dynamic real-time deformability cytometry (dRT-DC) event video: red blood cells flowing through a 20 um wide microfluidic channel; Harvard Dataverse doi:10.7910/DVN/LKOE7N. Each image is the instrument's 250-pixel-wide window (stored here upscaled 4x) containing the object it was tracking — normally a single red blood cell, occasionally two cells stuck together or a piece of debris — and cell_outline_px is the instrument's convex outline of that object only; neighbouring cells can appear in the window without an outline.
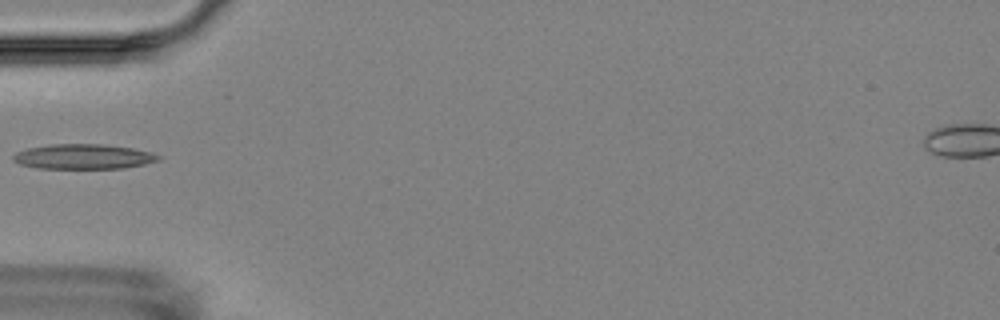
{"species": "Egyptian fruit bat (a non-hibernating species)", "species_latin": "Rousettus aegyptiacus", "temperature_condition": "room temperature", "stored_images_in_passage": 8, "camera_frame_rate_fps": 3000, "um_per_image_px": 0.085, "animal": {"sex": "female"}, "frame": {"image": 1, "passage_image": 5, "time_ms": 4.667, "image_size_px": [1000, 320], "cell_outline_px": [[160, 160], [144, 164], [124, 168], [36, 168], [20, 164], [12, 160], [12, 156], [16, 152], [28, 148], [48, 144], [100, 144], [132, 148], [152, 152], [160, 156]], "centroid_in_image_um": [7.07, 13.31], "position_along_channel_um": 77.9, "area_um2": 21.1}}
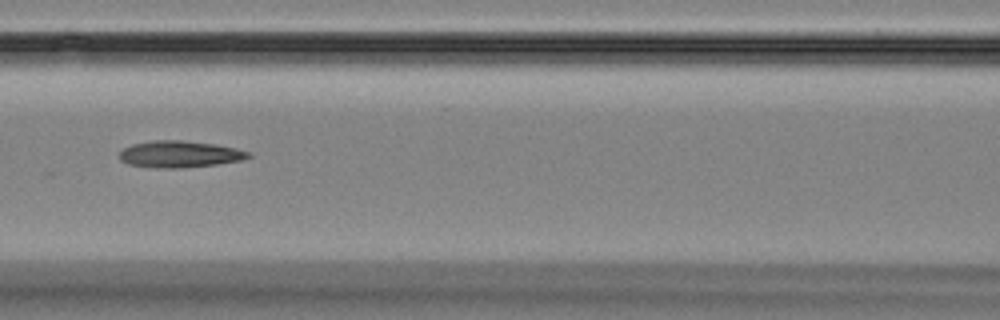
{"frame": {"image": 2, "passage_image": 7, "time_ms": 6.667, "image_size_px": [1000, 320], "cell_outline_px": [[252, 156], [240, 160], [216, 164], [180, 168], [156, 168], [128, 164], [120, 160], [120, 152], [124, 148], [132, 144], [152, 140], [180, 140], [216, 144], [236, 148], [248, 152]], "centroid_in_image_um": [15.24, 13.1], "position_along_channel_um": 151.4, "area_um2": 19.94}}
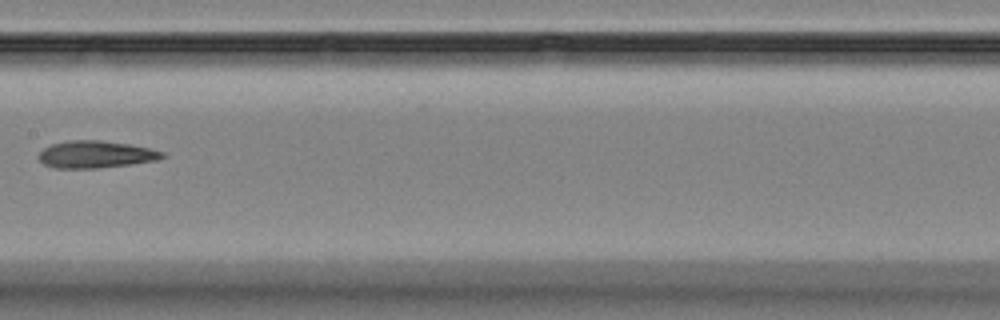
{"frame": {"image": 3, "passage_image": 8, "time_ms": 8.0, "image_size_px": [1000, 320], "cell_outline_px": [[164, 156], [156, 160], [132, 164], [96, 168], [56, 168], [44, 164], [36, 156], [44, 148], [52, 144], [68, 140], [100, 140], [128, 144], [148, 148], [164, 152]], "centroid_in_image_um": [8.1, 13.12], "position_along_channel_um": 199.3, "area_um2": 19.42}}